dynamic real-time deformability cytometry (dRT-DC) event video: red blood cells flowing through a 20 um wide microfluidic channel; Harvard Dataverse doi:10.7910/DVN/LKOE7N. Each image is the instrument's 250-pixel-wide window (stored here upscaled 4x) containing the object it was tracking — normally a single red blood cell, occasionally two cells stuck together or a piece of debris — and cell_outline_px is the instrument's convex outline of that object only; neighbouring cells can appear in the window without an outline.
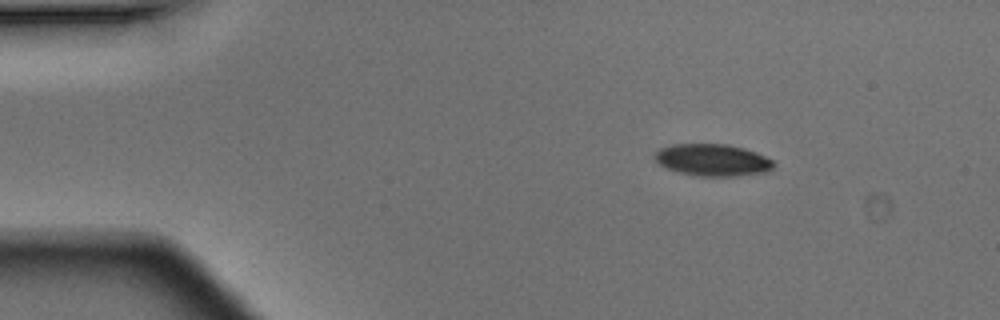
{"species": "Egyptian fruit bat (a non-hibernating species)", "species_latin": "Rousettus aegyptiacus", "temperature_condition": "warm", "stored_images_in_passage": 4, "segment_of_instrument_passage": [1, 2], "camera_frame_rate_fps": 3000, "um_per_image_px": 0.085, "animal": {"sex": "male"}, "frame": {"image": 1, "passage_image": 1, "time_ms": 0.0, "image_size_px": [1000, 320], "cell_outline_px": [[776, 164], [772, 168], [764, 172], [736, 176], [700, 176], [680, 172], [668, 168], [660, 164], [652, 156], [660, 148], [672, 144], [728, 144], [744, 148], [756, 152], [772, 160]], "centroid_in_image_um": [60.57, 13.59], "position_along_channel_um": 24.4, "area_um2": 22.02}}
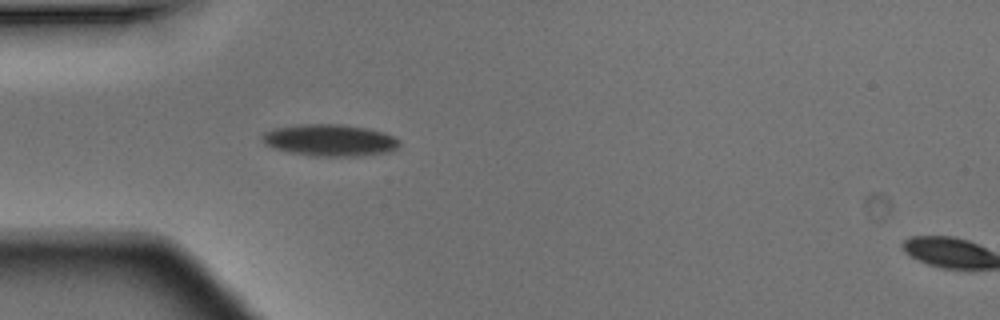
{"frame": {"image": 2, "passage_image": 3, "time_ms": 0.667, "image_size_px": [1000, 320], "cell_outline_px": [[400, 144], [396, 148], [388, 152], [356, 156], [312, 156], [292, 152], [276, 148], [264, 144], [260, 136], [264, 132], [272, 128], [300, 124], [344, 124], [368, 128], [384, 132], [400, 140]], "centroid_in_image_um": [28.03, 11.9], "position_along_channel_um": 57.0, "area_um2": 25.49}}